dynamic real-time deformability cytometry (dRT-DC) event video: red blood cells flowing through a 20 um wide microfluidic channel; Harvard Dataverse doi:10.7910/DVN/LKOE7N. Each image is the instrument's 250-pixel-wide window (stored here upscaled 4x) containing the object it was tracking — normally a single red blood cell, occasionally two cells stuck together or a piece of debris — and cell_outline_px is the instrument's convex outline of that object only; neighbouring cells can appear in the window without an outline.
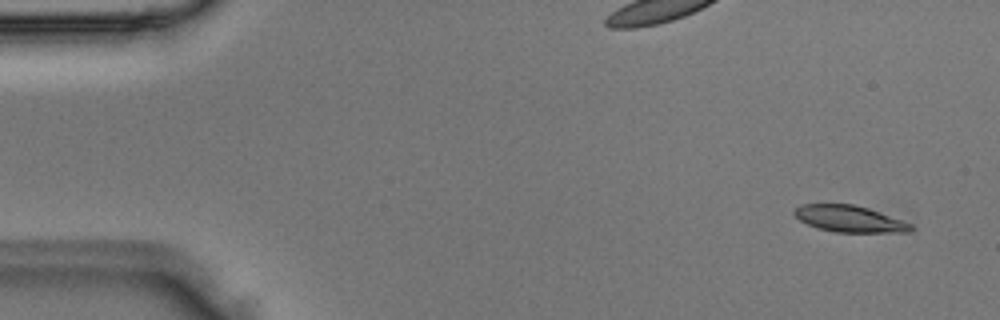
{"species": "Egyptian fruit bat (a non-hibernating species)", "species_latin": "Rousettus aegyptiacus", "temperature_condition": "room temperature", "stored_images_in_passage": 4, "camera_frame_rate_fps": 3000, "um_per_image_px": 0.085, "animal": {"sex": "male"}, "frame": {"image": 1, "passage_image": 1, "time_ms": 0.0, "image_size_px": [1000, 320], "cell_outline_px": [[912, 228], [908, 232], [836, 232], [816, 228], [800, 220], [792, 212], [800, 204], [852, 204], [868, 208], [912, 224]], "centroid_in_image_um": [72.16, 18.6], "position_along_channel_um": 12.8, "area_um2": 17.8}}
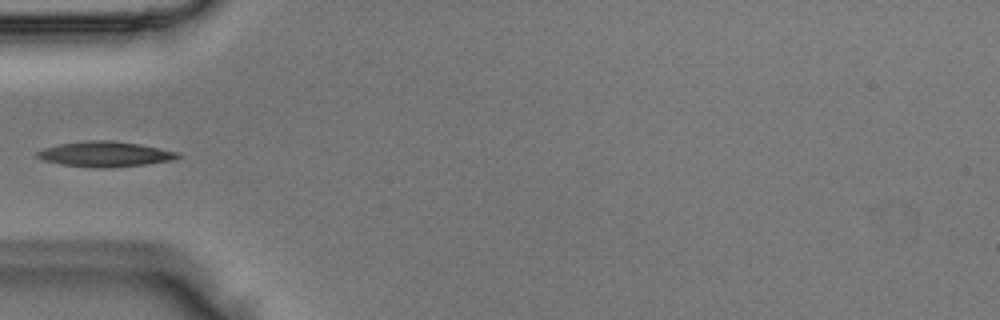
{"frame": {"image": 2, "passage_image": 4, "time_ms": 1.0, "image_size_px": [1000, 320], "cell_outline_px": [[184, 156], [172, 160], [144, 164], [112, 168], [92, 168], [64, 164], [44, 160], [36, 156], [36, 152], [44, 148], [60, 144], [88, 140], [108, 140], [140, 144], [180, 152]], "centroid_in_image_um": [8.99, 13.1], "position_along_channel_um": 76.0, "area_um2": 20.69}}